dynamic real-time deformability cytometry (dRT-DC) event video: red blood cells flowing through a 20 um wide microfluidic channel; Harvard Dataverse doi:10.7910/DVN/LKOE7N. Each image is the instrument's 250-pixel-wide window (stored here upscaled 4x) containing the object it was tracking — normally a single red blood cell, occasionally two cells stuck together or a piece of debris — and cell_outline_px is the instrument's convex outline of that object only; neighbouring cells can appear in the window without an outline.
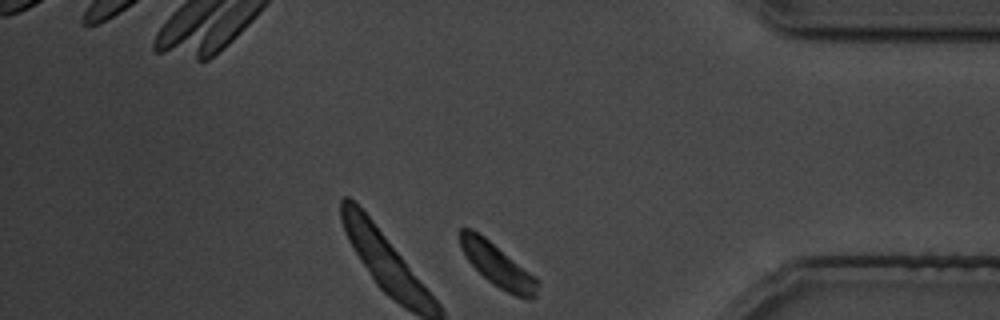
{"species": "common noctule bat (a hibernating species)", "species_latin": "Nyctalus noctula", "temperature_condition": "cold", "stored_images_in_passage": 24, "camera_frame_rate_fps": 3000, "um_per_image_px": 0.085, "animal": {"sex": "male", "body_mass_g": 19.5, "forearm_length_mm": 54.6}, "frame": {"image": 1, "passage_image": 24, "time_ms": 27.0, "image_size_px": [1000, 320], "cell_outline_px": [[540, 280], [536, 296], [516, 296], [500, 288], [488, 280], [468, 260], [460, 244], [460, 228], [472, 228], [484, 236], [536, 276]], "centroid_in_image_um": [42.31, 22.51], "position_along_channel_um": 392.9, "area_um2": 18.96}}